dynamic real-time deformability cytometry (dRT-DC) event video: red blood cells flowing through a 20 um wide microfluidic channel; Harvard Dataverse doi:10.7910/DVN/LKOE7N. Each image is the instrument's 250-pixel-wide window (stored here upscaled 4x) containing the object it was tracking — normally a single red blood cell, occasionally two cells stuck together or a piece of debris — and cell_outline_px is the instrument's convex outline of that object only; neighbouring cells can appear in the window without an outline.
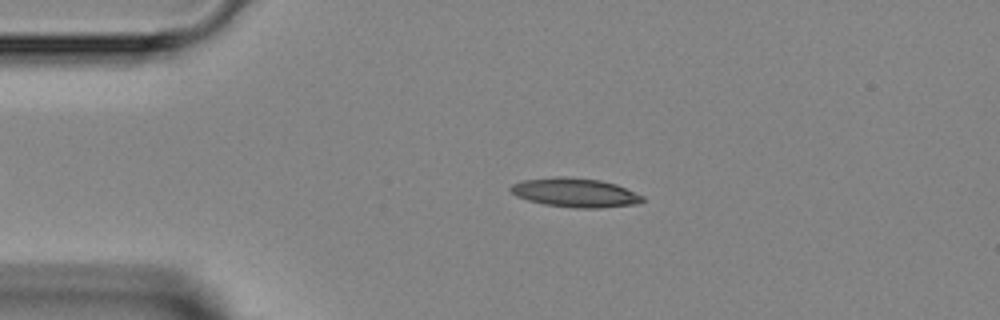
{"species": "Egyptian fruit bat (a non-hibernating species)", "species_latin": "Rousettus aegyptiacus", "temperature_condition": "room temperature", "stored_images_in_passage": 39, "camera_frame_rate_fps": 3000, "um_per_image_px": 0.085, "animal": {"sex": "female"}, "frame": {"image": 1, "passage_image": 9, "time_ms": 2.667, "image_size_px": [1000, 320], "cell_outline_px": [[644, 200], [636, 204], [600, 208], [576, 208], [544, 204], [528, 200], [516, 196], [508, 188], [512, 184], [524, 180], [556, 176], [564, 176], [600, 180], [616, 184], [644, 196]], "centroid_in_image_um": [48.88, 16.37], "position_along_channel_um": 36.1, "area_um2": 22.31}}
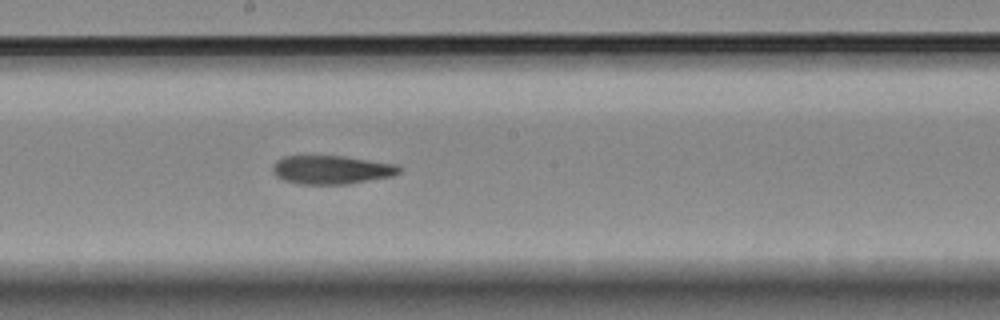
{"frame": {"image": 2, "passage_image": 24, "time_ms": 7.667, "image_size_px": [1000, 320], "cell_outline_px": [[400, 172], [392, 176], [348, 184], [300, 184], [284, 180], [276, 176], [272, 172], [272, 168], [276, 160], [284, 156], [344, 156], [400, 164]], "centroid_in_image_um": [28.19, 14.42], "position_along_channel_um": 220.0, "area_um2": 21.21}}
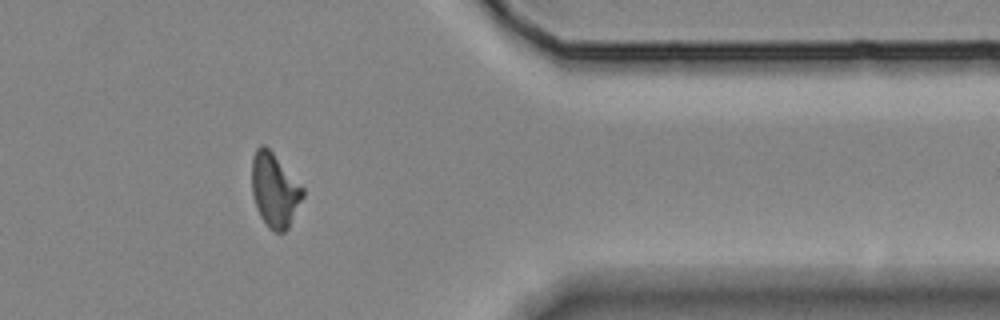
{"frame": {"image": 3, "passage_image": 37, "time_ms": 12.0, "image_size_px": [1000, 320], "cell_outline_px": [[304, 196], [288, 228], [284, 232], [276, 232], [268, 228], [260, 216], [256, 208], [252, 196], [252, 156], [256, 148], [260, 144], [264, 144], [272, 152], [304, 188]], "centroid_in_image_um": [23.33, 16.16], "position_along_channel_um": 388.1, "area_um2": 22.02}}